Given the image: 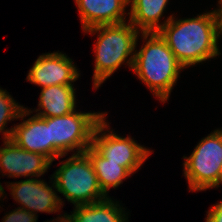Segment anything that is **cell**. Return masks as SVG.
I'll return each mask as SVG.
<instances>
[{"instance_id":"obj_6","label":"cell","mask_w":222,"mask_h":222,"mask_svg":"<svg viewBox=\"0 0 222 222\" xmlns=\"http://www.w3.org/2000/svg\"><path fill=\"white\" fill-rule=\"evenodd\" d=\"M184 176L191 191L219 187L222 164V130H214L203 138L191 155L183 157Z\"/></svg>"},{"instance_id":"obj_8","label":"cell","mask_w":222,"mask_h":222,"mask_svg":"<svg viewBox=\"0 0 222 222\" xmlns=\"http://www.w3.org/2000/svg\"><path fill=\"white\" fill-rule=\"evenodd\" d=\"M72 59L61 52L40 55L31 67L27 80L42 88L53 85H73L80 74Z\"/></svg>"},{"instance_id":"obj_10","label":"cell","mask_w":222,"mask_h":222,"mask_svg":"<svg viewBox=\"0 0 222 222\" xmlns=\"http://www.w3.org/2000/svg\"><path fill=\"white\" fill-rule=\"evenodd\" d=\"M0 147V170L8 177H40L52 164L45 156L24 150L12 140H4Z\"/></svg>"},{"instance_id":"obj_12","label":"cell","mask_w":222,"mask_h":222,"mask_svg":"<svg viewBox=\"0 0 222 222\" xmlns=\"http://www.w3.org/2000/svg\"><path fill=\"white\" fill-rule=\"evenodd\" d=\"M12 128L10 140L24 150L41 154L50 161V134L47 118L34 115Z\"/></svg>"},{"instance_id":"obj_18","label":"cell","mask_w":222,"mask_h":222,"mask_svg":"<svg viewBox=\"0 0 222 222\" xmlns=\"http://www.w3.org/2000/svg\"><path fill=\"white\" fill-rule=\"evenodd\" d=\"M3 222H37V216L28 210L17 208L6 214Z\"/></svg>"},{"instance_id":"obj_15","label":"cell","mask_w":222,"mask_h":222,"mask_svg":"<svg viewBox=\"0 0 222 222\" xmlns=\"http://www.w3.org/2000/svg\"><path fill=\"white\" fill-rule=\"evenodd\" d=\"M107 198L100 202L74 206L71 215H67L71 222H126L124 208L119 202Z\"/></svg>"},{"instance_id":"obj_22","label":"cell","mask_w":222,"mask_h":222,"mask_svg":"<svg viewBox=\"0 0 222 222\" xmlns=\"http://www.w3.org/2000/svg\"><path fill=\"white\" fill-rule=\"evenodd\" d=\"M4 188L2 187L1 183H0V197H2V195L4 196Z\"/></svg>"},{"instance_id":"obj_2","label":"cell","mask_w":222,"mask_h":222,"mask_svg":"<svg viewBox=\"0 0 222 222\" xmlns=\"http://www.w3.org/2000/svg\"><path fill=\"white\" fill-rule=\"evenodd\" d=\"M142 36L146 43L135 50L132 70L165 103L184 67L158 32H142Z\"/></svg>"},{"instance_id":"obj_21","label":"cell","mask_w":222,"mask_h":222,"mask_svg":"<svg viewBox=\"0 0 222 222\" xmlns=\"http://www.w3.org/2000/svg\"><path fill=\"white\" fill-rule=\"evenodd\" d=\"M63 222H71V221L68 219L66 213L63 215Z\"/></svg>"},{"instance_id":"obj_14","label":"cell","mask_w":222,"mask_h":222,"mask_svg":"<svg viewBox=\"0 0 222 222\" xmlns=\"http://www.w3.org/2000/svg\"><path fill=\"white\" fill-rule=\"evenodd\" d=\"M168 0H129L131 11L128 13L129 22L142 32H158L164 23H159Z\"/></svg>"},{"instance_id":"obj_4","label":"cell","mask_w":222,"mask_h":222,"mask_svg":"<svg viewBox=\"0 0 222 222\" xmlns=\"http://www.w3.org/2000/svg\"><path fill=\"white\" fill-rule=\"evenodd\" d=\"M52 175V187L75 206L100 202L108 196L100 188L89 156L74 153Z\"/></svg>"},{"instance_id":"obj_13","label":"cell","mask_w":222,"mask_h":222,"mask_svg":"<svg viewBox=\"0 0 222 222\" xmlns=\"http://www.w3.org/2000/svg\"><path fill=\"white\" fill-rule=\"evenodd\" d=\"M75 89L73 85H53L44 87L40 93L37 116L58 117L75 111ZM43 108V109H41Z\"/></svg>"},{"instance_id":"obj_1","label":"cell","mask_w":222,"mask_h":222,"mask_svg":"<svg viewBox=\"0 0 222 222\" xmlns=\"http://www.w3.org/2000/svg\"><path fill=\"white\" fill-rule=\"evenodd\" d=\"M158 33L184 68L221 54L218 39L222 27L213 11L179 20H174L172 15Z\"/></svg>"},{"instance_id":"obj_11","label":"cell","mask_w":222,"mask_h":222,"mask_svg":"<svg viewBox=\"0 0 222 222\" xmlns=\"http://www.w3.org/2000/svg\"><path fill=\"white\" fill-rule=\"evenodd\" d=\"M82 29L98 25L119 24L126 21L125 9L129 0H75Z\"/></svg>"},{"instance_id":"obj_9","label":"cell","mask_w":222,"mask_h":222,"mask_svg":"<svg viewBox=\"0 0 222 222\" xmlns=\"http://www.w3.org/2000/svg\"><path fill=\"white\" fill-rule=\"evenodd\" d=\"M10 186V188H9ZM13 199L22 205V209L35 212H59L62 204L61 197L57 196L56 191L47 185L44 180L35 178L21 180L8 185Z\"/></svg>"},{"instance_id":"obj_7","label":"cell","mask_w":222,"mask_h":222,"mask_svg":"<svg viewBox=\"0 0 222 222\" xmlns=\"http://www.w3.org/2000/svg\"><path fill=\"white\" fill-rule=\"evenodd\" d=\"M108 127L109 124L105 122L104 116L93 130L91 146L109 162L120 163L133 174L152 151L137 144L131 137L123 138L112 130L109 132ZM104 129H107L108 133L104 132Z\"/></svg>"},{"instance_id":"obj_20","label":"cell","mask_w":222,"mask_h":222,"mask_svg":"<svg viewBox=\"0 0 222 222\" xmlns=\"http://www.w3.org/2000/svg\"><path fill=\"white\" fill-rule=\"evenodd\" d=\"M218 4H220L219 9L217 8V10H213V14L216 20L218 21V23L222 27V0H219Z\"/></svg>"},{"instance_id":"obj_17","label":"cell","mask_w":222,"mask_h":222,"mask_svg":"<svg viewBox=\"0 0 222 222\" xmlns=\"http://www.w3.org/2000/svg\"><path fill=\"white\" fill-rule=\"evenodd\" d=\"M31 113V110L18 105L8 92L0 88V133L3 132L4 140L10 139L13 132V128L5 130L8 121L18 118L24 119L26 115Z\"/></svg>"},{"instance_id":"obj_16","label":"cell","mask_w":222,"mask_h":222,"mask_svg":"<svg viewBox=\"0 0 222 222\" xmlns=\"http://www.w3.org/2000/svg\"><path fill=\"white\" fill-rule=\"evenodd\" d=\"M85 153L89 156L94 167L102 191L107 195L110 188H117L131 173L120 163L109 162L102 157L92 146Z\"/></svg>"},{"instance_id":"obj_24","label":"cell","mask_w":222,"mask_h":222,"mask_svg":"<svg viewBox=\"0 0 222 222\" xmlns=\"http://www.w3.org/2000/svg\"><path fill=\"white\" fill-rule=\"evenodd\" d=\"M220 184H222V164H221V167H220Z\"/></svg>"},{"instance_id":"obj_23","label":"cell","mask_w":222,"mask_h":222,"mask_svg":"<svg viewBox=\"0 0 222 222\" xmlns=\"http://www.w3.org/2000/svg\"><path fill=\"white\" fill-rule=\"evenodd\" d=\"M53 222H63V216L62 217H58L56 221L52 220ZM49 221V222H52Z\"/></svg>"},{"instance_id":"obj_3","label":"cell","mask_w":222,"mask_h":222,"mask_svg":"<svg viewBox=\"0 0 222 222\" xmlns=\"http://www.w3.org/2000/svg\"><path fill=\"white\" fill-rule=\"evenodd\" d=\"M84 31L90 34L99 33L98 40L94 44L96 56L93 86L95 89H98L124 62L132 69L140 32L131 23L98 25ZM130 55L131 57L126 61Z\"/></svg>"},{"instance_id":"obj_5","label":"cell","mask_w":222,"mask_h":222,"mask_svg":"<svg viewBox=\"0 0 222 222\" xmlns=\"http://www.w3.org/2000/svg\"><path fill=\"white\" fill-rule=\"evenodd\" d=\"M107 113H82L73 111L70 114L47 118L50 134V162L63 158L68 152L77 150L85 152L92 143L93 130Z\"/></svg>"},{"instance_id":"obj_19","label":"cell","mask_w":222,"mask_h":222,"mask_svg":"<svg viewBox=\"0 0 222 222\" xmlns=\"http://www.w3.org/2000/svg\"><path fill=\"white\" fill-rule=\"evenodd\" d=\"M206 222H222V201L216 203L207 212Z\"/></svg>"}]
</instances>
